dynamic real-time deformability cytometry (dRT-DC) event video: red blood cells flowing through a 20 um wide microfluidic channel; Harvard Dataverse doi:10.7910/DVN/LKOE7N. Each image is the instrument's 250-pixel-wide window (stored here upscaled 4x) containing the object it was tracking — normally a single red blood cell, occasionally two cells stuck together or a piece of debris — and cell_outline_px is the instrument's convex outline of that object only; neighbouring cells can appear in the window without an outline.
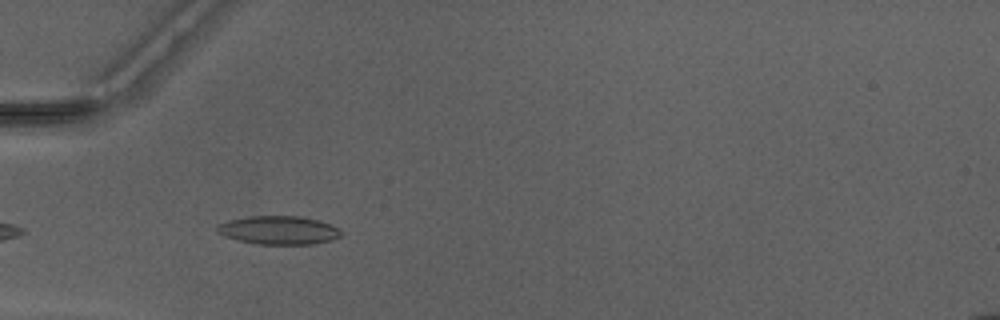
{"species": "Egyptian fruit bat (a non-hibernating species)", "species_latin": "Rousettus aegyptiacus", "temperature_condition": "warm", "stored_images_in_passage": 36, "camera_frame_rate_fps": 3000, "um_per_image_px": 0.085, "animal": {"sex": "male"}, "frame": {"image": 1, "passage_image": 3, "time_ms": 0.667, "image_size_px": [1000, 320], "cell_outline_px": [[344, 232], [340, 236], [332, 240], [312, 244], [256, 244], [224, 236], [216, 232], [216, 228], [220, 224], [228, 220], [248, 216], [300, 216], [316, 220], [340, 228]], "centroid_in_image_um": [23.7, 19.56], "position_along_channel_um": 61.3, "area_um2": 20.52}}
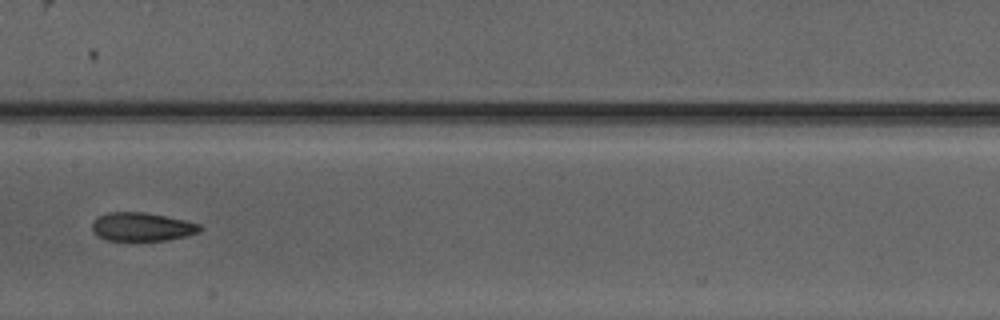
{"frame": {"image": 2, "passage_image": 13, "time_ms": 4.0, "image_size_px": [1000, 320], "cell_outline_px": [[204, 228], [200, 232], [188, 236], [168, 240], [136, 244], [132, 244], [104, 240], [96, 236], [92, 232], [92, 224], [100, 216], [108, 212], [144, 212], [184, 220], [200, 224]], "centroid_in_image_um": [12.06, 19.35], "position_along_channel_um": 195.3, "area_um2": 18.96}}
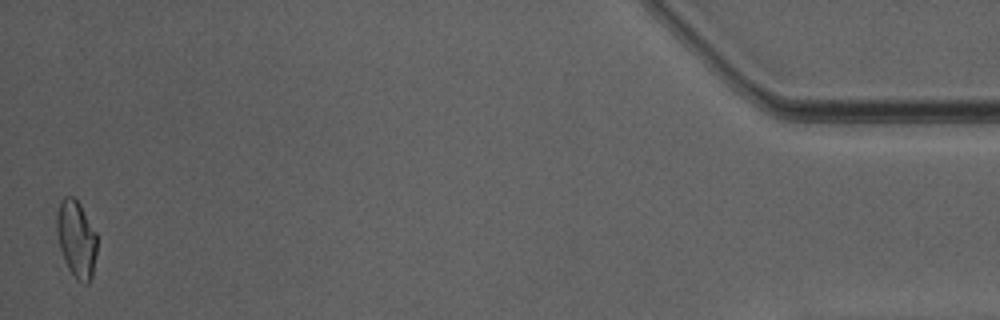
{"frame": {"image": 3, "passage_image": 36, "time_ms": 11.667, "image_size_px": [1000, 320], "cell_outline_px": [[96, 252], [92, 276], [88, 284], [84, 284], [76, 280], [68, 268], [64, 260], [60, 248], [56, 232], [56, 216], [60, 200], [64, 196], [72, 196], [80, 204], [96, 232]], "centroid_in_image_um": [6.48, 20.32], "position_along_channel_um": 428.7, "area_um2": 18.15}, "authors_computed_cell_mechanics": {"area_um2": 18.0625, "velocity_mm_per_s": 4.1804, "shape_relaxation_time_tau1_ms": null, "shape_relaxation_time_tau2_ms": 2.0683, "deformation_change_tau1": null, "deformation_change_tau2": 0.0916}}